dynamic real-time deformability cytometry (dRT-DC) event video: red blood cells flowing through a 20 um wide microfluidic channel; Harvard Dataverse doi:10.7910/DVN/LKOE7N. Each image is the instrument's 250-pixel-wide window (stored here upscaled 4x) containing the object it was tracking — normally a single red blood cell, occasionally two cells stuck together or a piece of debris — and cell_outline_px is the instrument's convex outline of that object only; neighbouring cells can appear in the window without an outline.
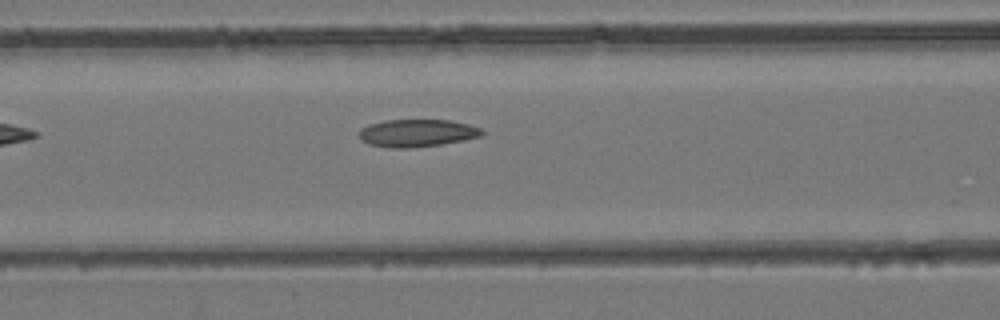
{"species": "common noctule bat (a hibernating species)", "species_latin": "Nyctalus noctula", "temperature_condition": "room temperature", "stored_images_in_passage": 9, "camera_frame_rate_fps": 3000, "um_per_image_px": 0.085, "animal": {"sex": "female", "body_mass_g": 24.6, "forearm_length_mm": 56.2}, "frame": {"image": 1, "passage_image": 6, "time_ms": 1.667, "image_size_px": [1000, 320], "cell_outline_px": [[484, 136], [464, 140], [440, 144], [412, 148], [392, 148], [368, 144], [360, 140], [360, 128], [368, 124], [384, 120], [448, 120], [468, 124], [480, 128], [484, 132]], "centroid_in_image_um": [35.44, 11.31], "position_along_channel_um": 131.2, "area_um2": 19.83}}